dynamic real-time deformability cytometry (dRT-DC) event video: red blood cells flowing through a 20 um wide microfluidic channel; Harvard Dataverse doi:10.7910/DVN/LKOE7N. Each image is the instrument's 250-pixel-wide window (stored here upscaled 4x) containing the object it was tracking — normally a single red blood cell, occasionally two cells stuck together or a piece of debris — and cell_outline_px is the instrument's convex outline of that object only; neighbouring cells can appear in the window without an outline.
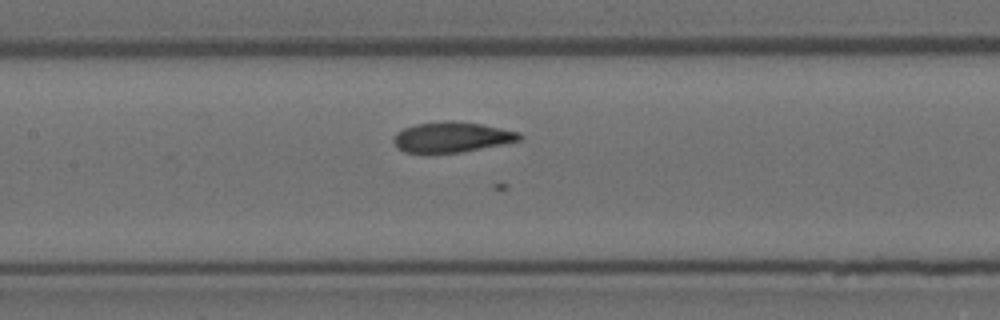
{"species": "Egyptian fruit bat (a non-hibernating species)", "species_latin": "Rousettus aegyptiacus", "temperature_condition": "room temperature", "stored_images_in_passage": 19, "camera_frame_rate_fps": 3000, "um_per_image_px": 0.085, "animal": {"sex": "female"}, "frame": {"image": 1, "passage_image": 10, "time_ms": 3.0, "image_size_px": [1000, 320], "cell_outline_px": [[524, 136], [520, 140], [504, 144], [460, 152], [404, 152], [392, 140], [396, 132], [404, 128], [416, 124], [452, 120], [480, 124], [520, 132]], "centroid_in_image_um": [38.43, 11.64], "position_along_channel_um": 169.0, "area_um2": 21.96}}